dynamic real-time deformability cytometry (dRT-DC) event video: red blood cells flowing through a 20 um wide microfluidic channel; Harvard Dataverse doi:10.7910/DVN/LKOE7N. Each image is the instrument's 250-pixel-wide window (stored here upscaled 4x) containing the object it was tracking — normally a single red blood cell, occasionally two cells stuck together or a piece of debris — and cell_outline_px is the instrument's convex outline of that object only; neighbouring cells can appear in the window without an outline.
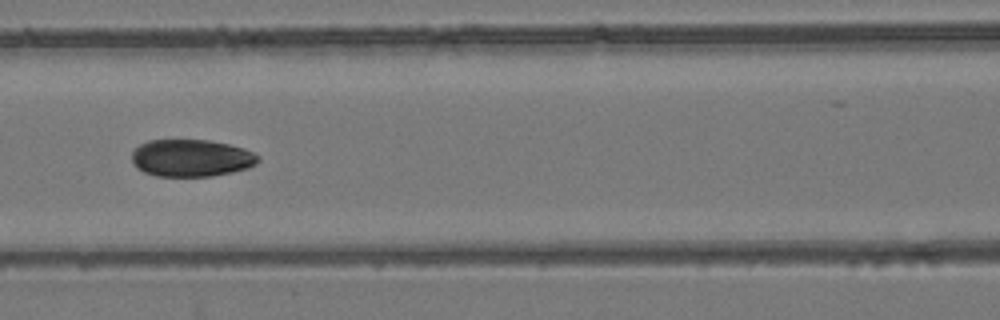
{"species": "common noctule bat (a hibernating species)", "species_latin": "Nyctalus noctula", "temperature_condition": "room temperature", "stored_images_in_passage": 7, "camera_frame_rate_fps": 3000, "um_per_image_px": 0.085, "animal": {"sex": "female", "body_mass_g": 24.6, "forearm_length_mm": 56.2}, "frame": {"image": 1, "passage_image": 7, "time_ms": 2.0, "image_size_px": [1000, 320], "cell_outline_px": [[260, 160], [256, 164], [248, 168], [232, 172], [212, 176], [156, 176], [144, 172], [136, 168], [132, 160], [132, 152], [140, 144], [148, 140], [208, 140], [228, 144], [244, 148], [260, 156]], "centroid_in_image_um": [16.26, 13.43], "position_along_channel_um": 150.3, "area_um2": 27.51}}